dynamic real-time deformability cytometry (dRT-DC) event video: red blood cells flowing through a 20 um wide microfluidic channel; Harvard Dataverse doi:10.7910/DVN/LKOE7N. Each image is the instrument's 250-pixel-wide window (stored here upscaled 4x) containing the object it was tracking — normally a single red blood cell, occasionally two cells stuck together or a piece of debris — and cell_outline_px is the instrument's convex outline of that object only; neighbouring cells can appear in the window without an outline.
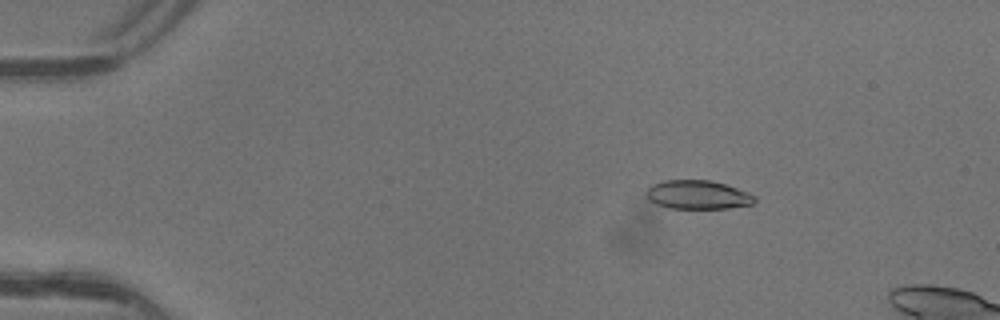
{"species": "common noctule bat (a hibernating species)", "species_latin": "Nyctalus noctula", "temperature_condition": "warm", "stored_images_in_passage": 5, "camera_frame_rate_fps": 3000, "um_per_image_px": 0.085, "animal": {"sex": "female"}, "frame": {"image": 1, "passage_image": 3, "time_ms": 0.667, "image_size_px": [1000, 320], "cell_outline_px": [[756, 200], [752, 204], [728, 208], [668, 208], [656, 204], [648, 200], [644, 196], [644, 192], [652, 184], [664, 180], [708, 180], [724, 184], [748, 192], [756, 196]], "centroid_in_image_um": [59.26, 16.55], "position_along_channel_um": 25.7, "area_um2": 18.26}}